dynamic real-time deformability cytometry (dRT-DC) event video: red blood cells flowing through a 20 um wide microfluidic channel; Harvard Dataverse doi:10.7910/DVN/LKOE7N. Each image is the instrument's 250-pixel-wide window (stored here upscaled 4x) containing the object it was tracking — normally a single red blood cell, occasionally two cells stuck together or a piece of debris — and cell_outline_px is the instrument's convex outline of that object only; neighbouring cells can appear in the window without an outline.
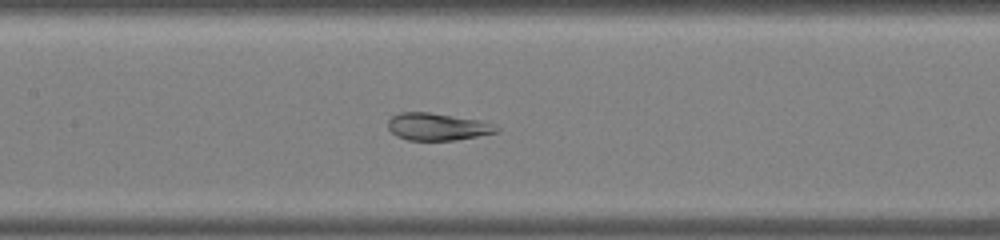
{"species": "common noctule bat (a hibernating species)", "species_latin": "Nyctalus noctula", "temperature_condition": "warm", "stored_images_in_passage": 40, "camera_frame_rate_fps": 3000, "um_per_image_px": 0.085, "animal": {"sex": "male", "body_mass_g": 19.0, "forearm_length_mm": 50.8}, "frame": {"image": 1, "passage_image": 14, "time_ms": 4.333, "image_size_px": [1000, 240], "cell_outline_px": [[500, 128], [496, 132], [456, 140], [408, 140], [396, 136], [388, 128], [388, 120], [392, 116], [400, 112], [428, 112], [476, 120], [492, 124]], "centroid_in_image_um": [37.11, 10.77], "position_along_channel_um": 170.3, "area_um2": 16.94}}
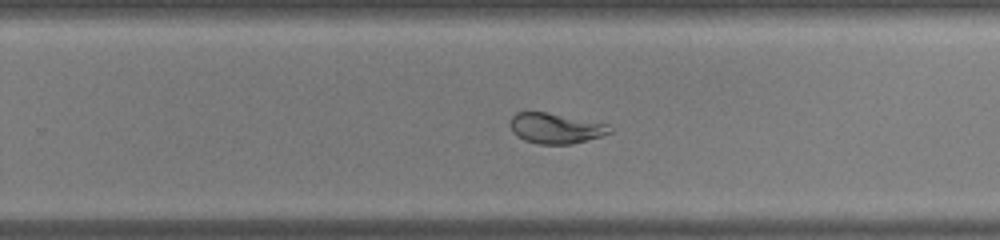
{"frame": {"image": 2, "passage_image": 22, "time_ms": 7.0, "image_size_px": [1000, 240], "cell_outline_px": [[612, 132], [588, 140], [572, 144], [536, 144], [524, 140], [516, 136], [512, 132], [508, 124], [512, 116], [516, 112], [548, 112], [608, 124], [612, 128]], "centroid_in_image_um": [47.19, 10.9], "position_along_channel_um": 282.6, "area_um2": 17.86}}
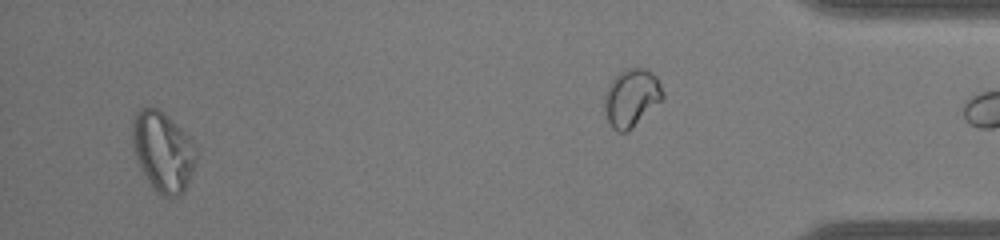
{"frame": {"image": 3, "passage_image": 37, "time_ms": 12.0, "image_size_px": [1000, 240], "cell_outline_px": [[196, 160], [188, 184], [184, 192], [180, 196], [160, 196], [152, 188], [140, 168], [136, 156], [132, 140], [132, 124], [140, 108], [156, 108], [164, 112], [188, 136], [196, 148]], "centroid_in_image_um": [13.85, 12.92], "position_along_channel_um": 421.3, "area_um2": 29.54}}